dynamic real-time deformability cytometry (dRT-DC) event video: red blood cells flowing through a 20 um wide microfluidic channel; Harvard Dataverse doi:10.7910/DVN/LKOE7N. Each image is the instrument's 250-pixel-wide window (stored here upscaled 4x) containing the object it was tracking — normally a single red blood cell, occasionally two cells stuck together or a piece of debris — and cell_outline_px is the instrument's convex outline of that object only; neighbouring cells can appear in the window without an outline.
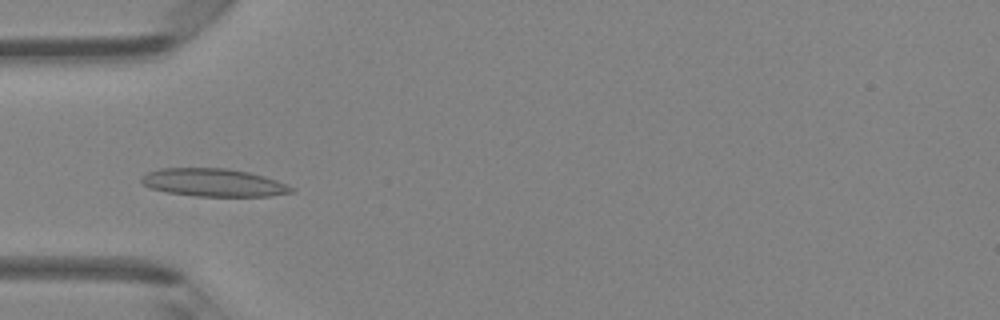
{"species": "Egyptian fruit bat (a non-hibernating species)", "species_latin": "Rousettus aegyptiacus", "temperature_condition": "room temperature", "stored_images_in_passage": 47, "camera_frame_rate_fps": 3000, "um_per_image_px": 0.085, "animal": {"sex": "female"}, "frame": {"image": 1, "passage_image": 15, "time_ms": 4.667, "image_size_px": [1000, 320], "cell_outline_px": [[296, 192], [268, 196], [196, 196], [168, 192], [152, 188], [144, 184], [140, 180], [140, 176], [148, 172], [160, 168], [228, 168], [248, 172], [264, 176], [276, 180], [292, 188]], "centroid_in_image_um": [18.13, 15.51], "position_along_channel_um": 66.9, "area_um2": 24.22}}
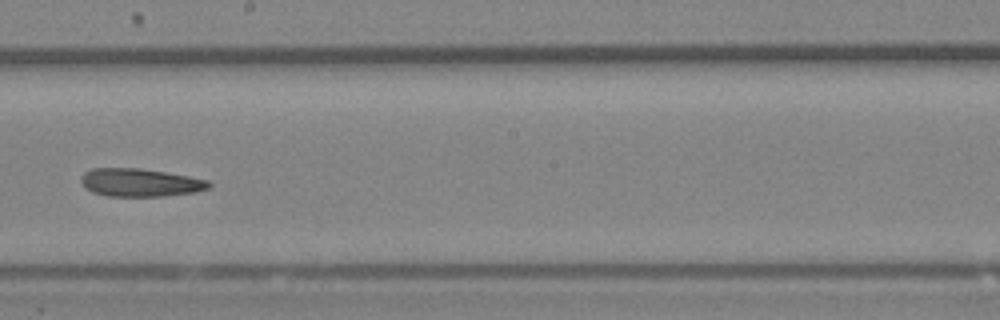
{"frame": {"image": 2, "passage_image": 27, "time_ms": 8.667, "image_size_px": [1000, 320], "cell_outline_px": [[212, 184], [208, 188], [196, 192], [164, 196], [108, 196], [92, 192], [80, 180], [80, 176], [84, 172], [92, 168], [140, 168], [212, 180]], "centroid_in_image_um": [11.94, 15.51], "position_along_channel_um": 236.3, "area_um2": 20.92}}
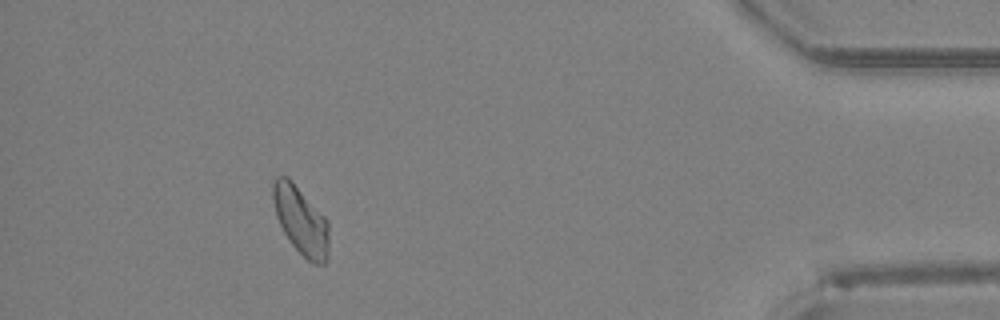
{"frame": {"image": 3, "passage_image": 43, "time_ms": 14.0, "image_size_px": [1000, 320], "cell_outline_px": [[328, 260], [324, 264], [312, 264], [292, 244], [284, 232], [276, 216], [272, 196], [272, 184], [276, 176], [288, 176], [292, 180], [328, 220]], "centroid_in_image_um": [25.57, 18.73], "position_along_channel_um": 409.6, "area_um2": 22.2}, "authors_computed_cell_mechanics": {"area_um2": 21.7328, "velocity_mm_per_s": 4.255, "shape_relaxation_time_tau1_ms": null, "shape_relaxation_time_tau2_ms": 3.9914, "deformation_change_tau1": null, "deformation_change_tau2": 0.1119}}